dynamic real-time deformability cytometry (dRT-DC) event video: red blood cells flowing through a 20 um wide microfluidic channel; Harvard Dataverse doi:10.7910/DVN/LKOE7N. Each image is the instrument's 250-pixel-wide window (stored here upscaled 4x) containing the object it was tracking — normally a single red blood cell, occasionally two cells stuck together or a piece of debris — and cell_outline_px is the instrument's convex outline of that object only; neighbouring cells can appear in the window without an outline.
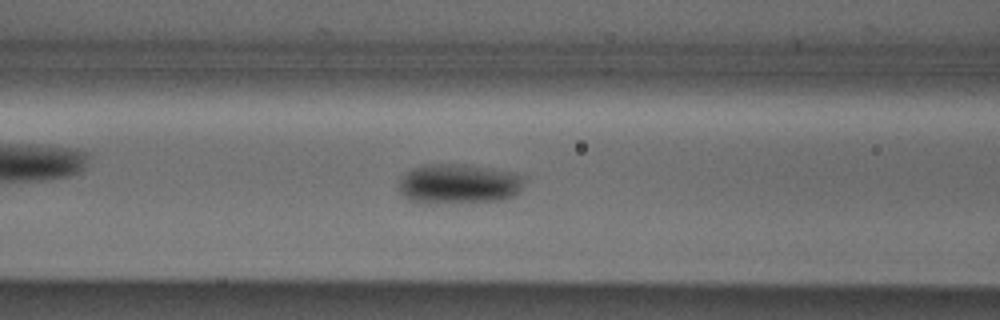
{"species": "Egyptian fruit bat (a non-hibernating species)", "species_latin": "Rousettus aegyptiacus", "temperature_condition": "cold", "stored_images_in_passage": 54, "camera_frame_rate_fps": 3000, "um_per_image_px": 0.085, "animal": {"sex": "male"}, "frame": {"image": 1, "passage_image": 21, "time_ms": 6.667, "image_size_px": [1000, 320], "cell_outline_px": [[524, 180], [520, 192], [516, 196], [500, 200], [428, 204], [408, 200], [396, 188], [396, 184], [412, 168], [428, 164], [468, 164], [508, 172], [524, 176]], "centroid_in_image_um": [38.95, 15.64], "position_along_channel_um": 127.6, "area_um2": 29.36}}
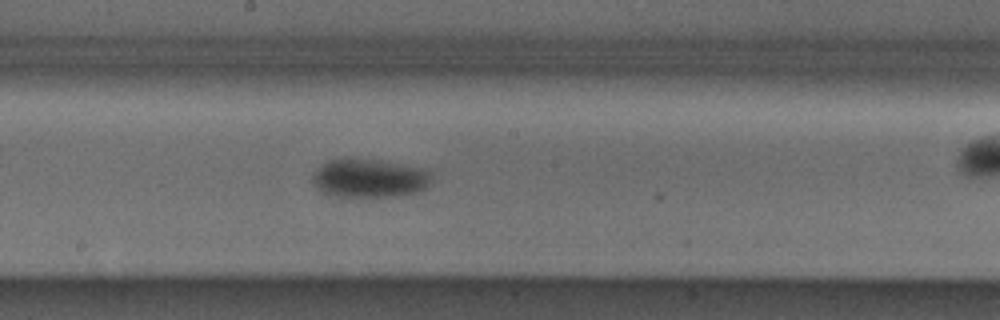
{"frame": {"image": 2, "passage_image": 28, "time_ms": 9.0, "image_size_px": [1000, 320], "cell_outline_px": [[432, 180], [420, 192], [400, 196], [332, 196], [324, 192], [312, 180], [312, 176], [324, 164], [332, 160], [380, 160], [432, 168]], "centroid_in_image_um": [31.56, 15.15], "position_along_channel_um": 216.6, "area_um2": 26.59}}
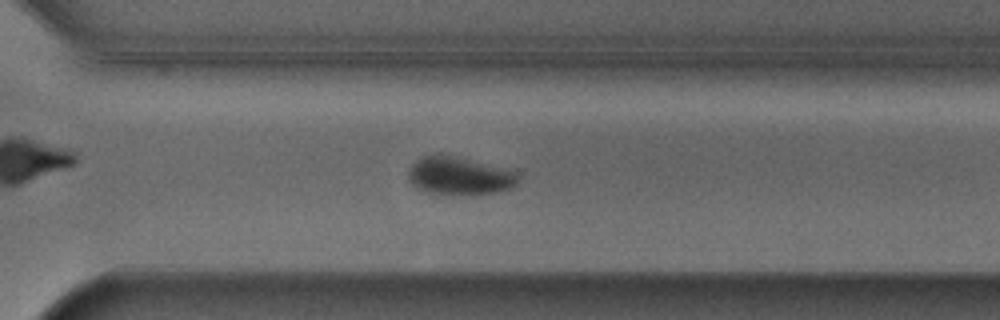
{"frame": {"image": 3, "passage_image": 37, "time_ms": 12.0, "image_size_px": [1000, 320], "cell_outline_px": [[520, 176], [516, 184], [512, 188], [496, 192], [428, 192], [416, 188], [408, 180], [408, 172], [412, 164], [416, 160], [424, 156], [436, 152], [440, 152], [508, 168], [520, 172]], "centroid_in_image_um": [39.07, 14.87], "position_along_channel_um": 331.5, "area_um2": 24.22}, "authors_computed_cell_mechanics": {"area_um2": 25.2586, "velocity_mm_per_s": 3.8283, "shape_relaxation_time_tau1_ms": 5.4137, "shape_relaxation_time_tau2_ms": null, "deformation_change_tau1": 0.095, "deformation_change_tau2": null}}